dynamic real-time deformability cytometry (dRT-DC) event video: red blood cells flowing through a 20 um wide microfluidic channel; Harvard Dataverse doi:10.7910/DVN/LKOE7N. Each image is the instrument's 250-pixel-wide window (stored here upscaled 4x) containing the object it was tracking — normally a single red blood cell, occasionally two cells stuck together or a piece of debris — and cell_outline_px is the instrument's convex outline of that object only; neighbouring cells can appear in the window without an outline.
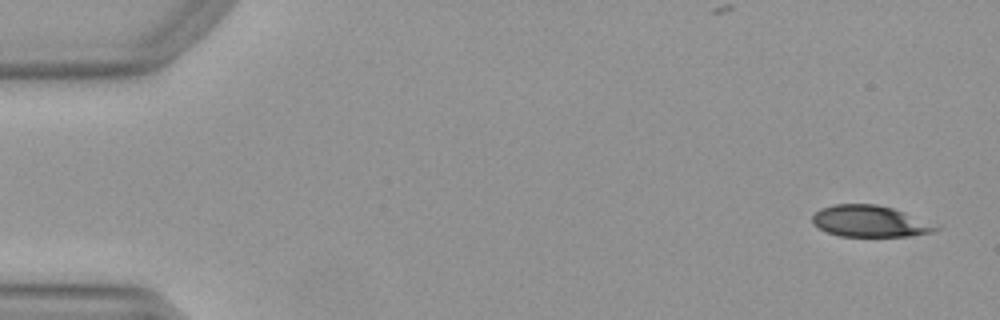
{"species": "Egyptian fruit bat (a non-hibernating species)", "species_latin": "Rousettus aegyptiacus", "temperature_condition": "warm", "stored_images_in_passage": 51, "camera_frame_rate_fps": 3000, "um_per_image_px": 0.085, "animal": {"sex": "female"}, "frame": {"image": 1, "passage_image": 2, "time_ms": 0.333, "image_size_px": [1000, 320], "cell_outline_px": [[944, 228], [932, 232], [908, 236], [840, 236], [828, 232], [812, 224], [812, 216], [820, 208], [832, 204], [876, 204], [892, 208]], "centroid_in_image_um": [73.91, 18.8], "position_along_channel_um": 11.1, "area_um2": 22.43}}
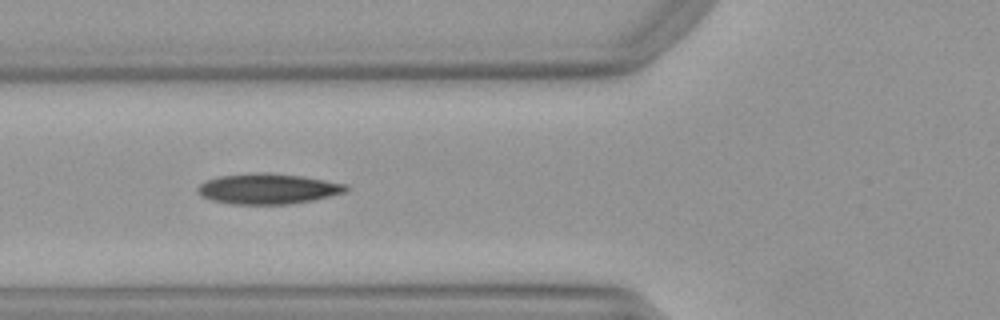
{"frame": {"image": 2, "passage_image": 19, "time_ms": 6.0, "image_size_px": [1000, 320], "cell_outline_px": [[352, 188], [348, 192], [312, 200], [292, 204], [232, 204], [212, 200], [200, 196], [196, 192], [196, 188], [200, 184], [208, 180], [220, 176], [256, 172], [272, 172], [304, 176], [348, 184]], "centroid_in_image_um": [22.83, 16.04], "position_along_channel_um": 103.0, "area_um2": 26.76}}
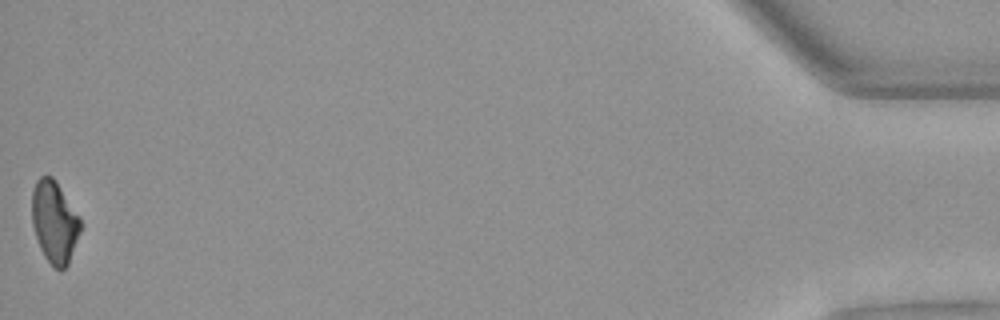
{"frame": {"image": 3, "passage_image": 51, "time_ms": 16.667, "image_size_px": [1000, 320], "cell_outline_px": [[80, 232], [68, 264], [60, 272], [44, 256], [40, 248], [32, 224], [32, 192], [36, 180], [40, 176], [52, 176], [56, 180], [80, 216]], "centroid_in_image_um": [4.63, 18.84], "position_along_channel_um": 430.6, "area_um2": 23.18}, "authors_computed_cell_mechanics": {"area_um2": 24.854, "velocity_mm_per_s": 3.9843, "shape_relaxation_time_tau1_ms": 7.4655, "shape_relaxation_time_tau2_ms": 8.7936, "deformation_change_tau1": 0.1889, "deformation_change_tau2": 0.1885}}